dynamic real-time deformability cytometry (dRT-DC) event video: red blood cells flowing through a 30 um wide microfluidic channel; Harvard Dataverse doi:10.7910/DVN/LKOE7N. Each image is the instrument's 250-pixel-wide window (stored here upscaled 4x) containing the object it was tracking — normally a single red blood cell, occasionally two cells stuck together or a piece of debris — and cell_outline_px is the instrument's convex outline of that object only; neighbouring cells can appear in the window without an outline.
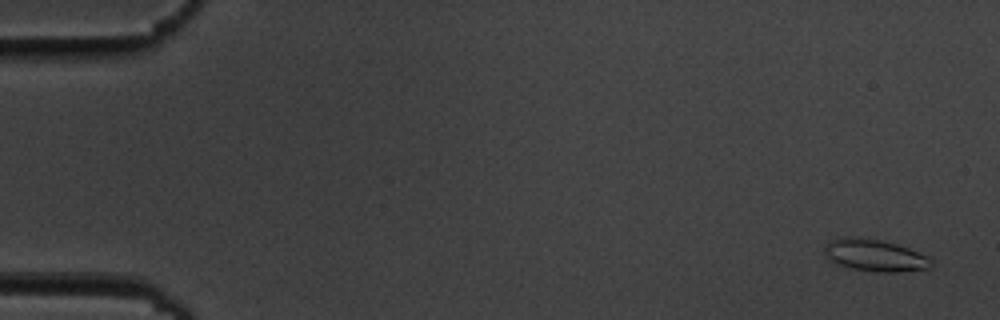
{"species": "common noctule bat (a hibernating species)", "species_latin": "Nyctalus noctula", "temperature_condition": "cold", "stored_images_in_passage": 56, "camera_frame_rate_fps": 3000, "um_per_image_px": 0.085, "animal": {"sex": "male", "body_mass_g": 19.5, "forearm_length_mm": 54.6}, "frame": {"image": 1, "passage_image": 3, "time_ms": 0.667, "image_size_px": [1000, 320], "cell_outline_px": [[932, 268], [896, 272], [876, 272], [852, 268], [836, 264], [828, 260], [824, 256], [824, 244], [828, 240], [848, 236], [880, 240], [896, 244], [908, 248], [932, 260]], "centroid_in_image_um": [74.28, 21.71], "position_along_channel_um": 10.7, "area_um2": 19.94}}
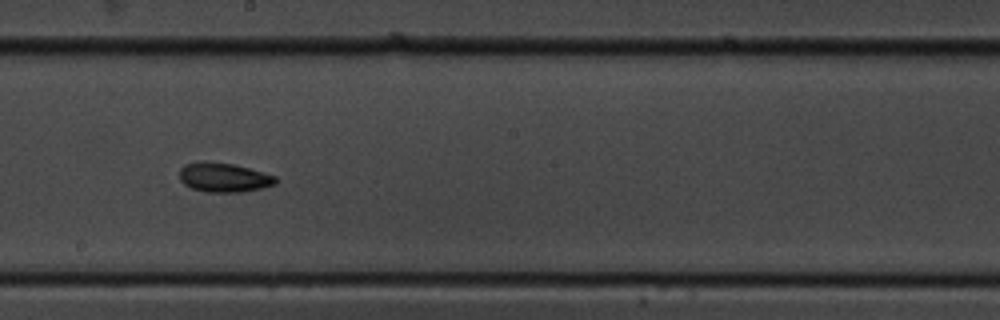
{"frame": {"image": 2, "passage_image": 32, "time_ms": 10.333, "image_size_px": [1000, 320], "cell_outline_px": [[276, 184], [260, 188], [240, 192], [204, 192], [192, 188], [184, 184], [180, 180], [180, 168], [184, 164], [232, 164], [248, 168], [276, 176]], "centroid_in_image_um": [19.04, 15.13], "position_along_channel_um": 229.2, "area_um2": 15.72}}
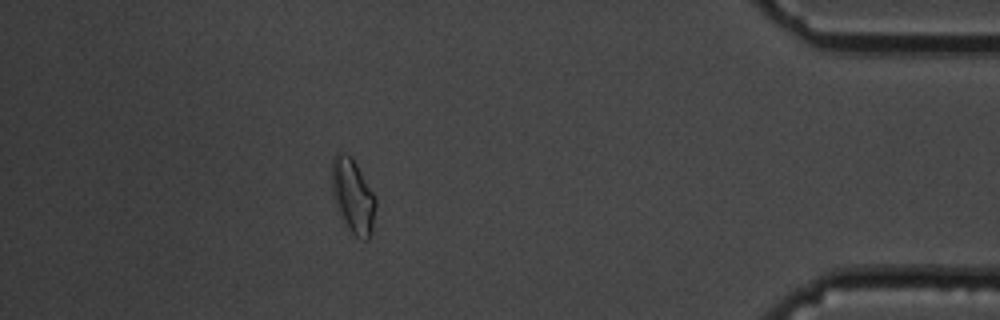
{"frame": {"image": 3, "passage_image": 50, "time_ms": 16.333, "image_size_px": [1000, 320], "cell_outline_px": [[376, 204], [372, 232], [368, 240], [364, 240], [356, 236], [348, 228], [336, 212], [332, 192], [332, 156], [336, 152], [340, 152], [352, 156], [376, 196]], "centroid_in_image_um": [29.99, 16.65], "position_along_channel_um": 405.2, "area_um2": 19.42}, "authors_computed_cell_mechanics": {"area_um2": 16.5886, "velocity_mm_per_s": 3.6504, "shape_relaxation_time_tau1_ms": 4.0298, "shape_relaxation_time_tau2_ms": 2.7256, "deformation_change_tau1": 0.0981, "deformation_change_tau2": 0.0835}}